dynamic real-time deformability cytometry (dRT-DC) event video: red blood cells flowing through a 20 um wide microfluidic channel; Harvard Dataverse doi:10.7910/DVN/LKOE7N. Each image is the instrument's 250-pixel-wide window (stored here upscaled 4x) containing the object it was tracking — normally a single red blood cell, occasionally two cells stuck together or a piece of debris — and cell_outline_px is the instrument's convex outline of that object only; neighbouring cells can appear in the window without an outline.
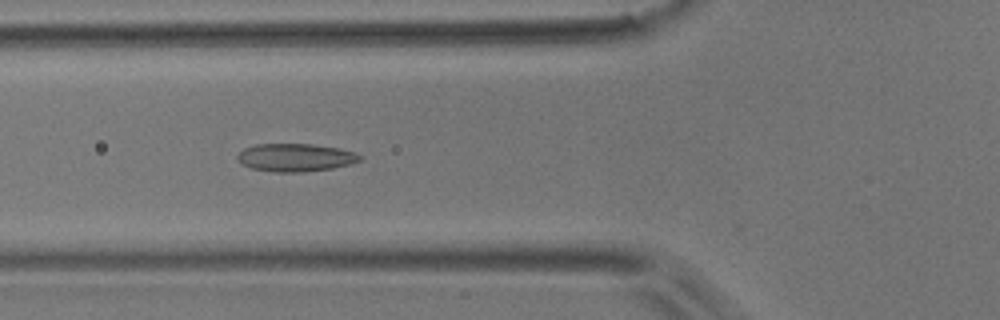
{"species": "common noctule bat (a hibernating species)", "species_latin": "Nyctalus noctula", "temperature_condition": "room temperature", "stored_images_in_passage": 52, "camera_frame_rate_fps": 3000, "um_per_image_px": 0.085, "animal": {"sex": "male", "body_mass_g": 17.9}, "frame": {"image": 1, "passage_image": 19, "time_ms": 6.0, "image_size_px": [1000, 320], "cell_outline_px": [[364, 156], [360, 160], [352, 164], [332, 168], [304, 172], [272, 172], [252, 168], [240, 164], [236, 156], [244, 148], [256, 144], [312, 144], [340, 148]], "centroid_in_image_um": [25.11, 13.39], "position_along_channel_um": 100.7, "area_um2": 20.06}}
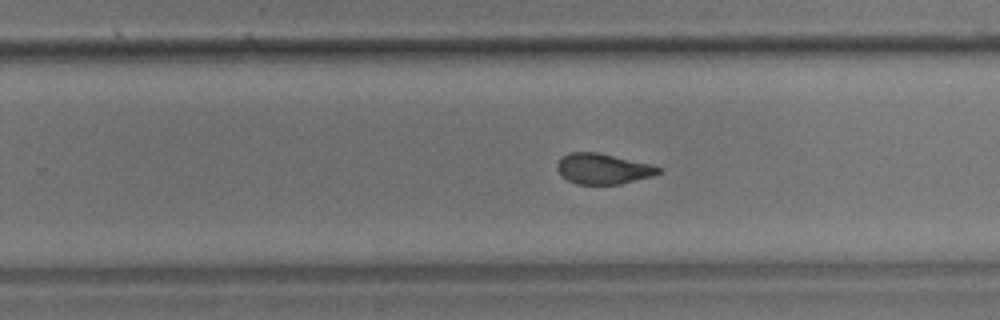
{"frame": {"image": 2, "passage_image": 33, "time_ms": 10.667, "image_size_px": [1000, 320], "cell_outline_px": [[660, 172], [652, 176], [620, 184], [576, 184], [560, 176], [556, 168], [556, 164], [568, 152], [596, 152], [652, 164], [660, 168]], "centroid_in_image_um": [51.22, 14.35], "position_along_channel_um": 278.6, "area_um2": 17.98}}
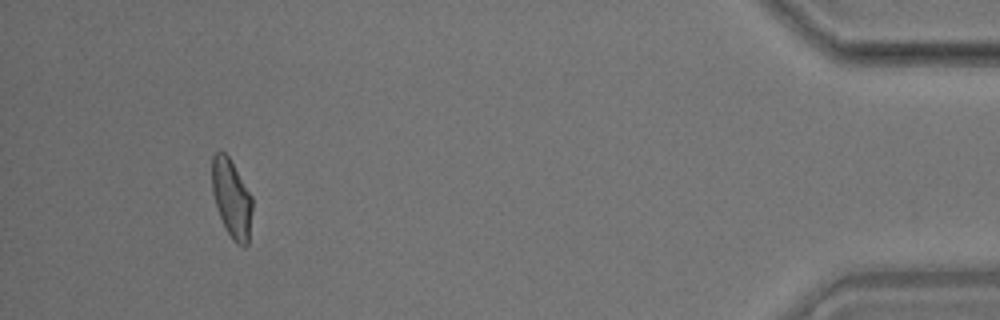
{"frame": {"image": 3, "passage_image": 49, "time_ms": 16.0, "image_size_px": [1000, 320], "cell_outline_px": [[252, 208], [248, 244], [244, 248], [236, 244], [232, 240], [220, 216], [212, 192], [212, 156], [216, 152], [224, 152], [228, 156], [252, 196]], "centroid_in_image_um": [19.69, 16.89], "position_along_channel_um": 415.5, "area_um2": 18.21}, "authors_computed_cell_mechanics": {"area_um2": 19.0451, "velocity_mm_per_s": 3.8033, "shape_relaxation_time_tau1_ms": 3.2268, "shape_relaxation_time_tau2_ms": 1.264, "deformation_change_tau1": 0.1457, "deformation_change_tau2": 0.0898}}